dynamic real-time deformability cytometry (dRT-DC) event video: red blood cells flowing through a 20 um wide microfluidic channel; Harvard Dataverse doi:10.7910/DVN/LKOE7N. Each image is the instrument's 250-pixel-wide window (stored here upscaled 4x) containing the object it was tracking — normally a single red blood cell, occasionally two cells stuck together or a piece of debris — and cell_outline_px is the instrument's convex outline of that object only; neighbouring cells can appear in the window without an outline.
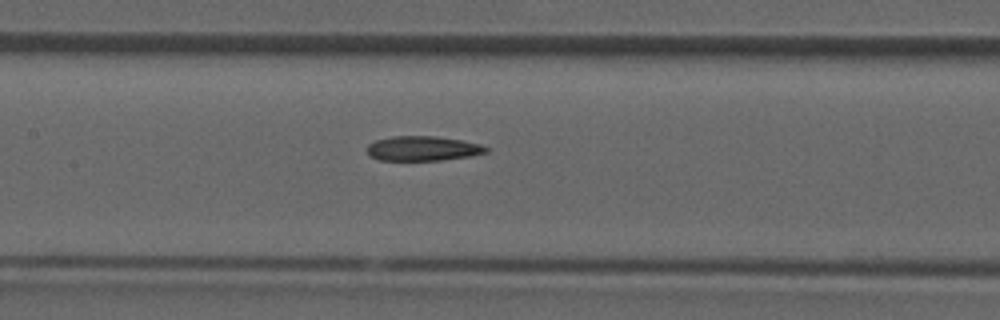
{"species": "common noctule bat (a hibernating species)", "species_latin": "Nyctalus noctula", "temperature_condition": "room temperature", "stored_images_in_passage": 35, "camera_frame_rate_fps": 3000, "um_per_image_px": 0.085, "animal": {"sex": "male", "forearm_length_mm": 52.5}, "frame": {"image": 1, "passage_image": 16, "time_ms": 5.0, "image_size_px": [1000, 320], "cell_outline_px": [[488, 152], [472, 156], [444, 160], [380, 160], [368, 156], [368, 144], [376, 140], [392, 136], [436, 136], [460, 140], [480, 144], [488, 148]], "centroid_in_image_um": [35.94, 12.62], "position_along_channel_um": 171.5, "area_um2": 17.17}}